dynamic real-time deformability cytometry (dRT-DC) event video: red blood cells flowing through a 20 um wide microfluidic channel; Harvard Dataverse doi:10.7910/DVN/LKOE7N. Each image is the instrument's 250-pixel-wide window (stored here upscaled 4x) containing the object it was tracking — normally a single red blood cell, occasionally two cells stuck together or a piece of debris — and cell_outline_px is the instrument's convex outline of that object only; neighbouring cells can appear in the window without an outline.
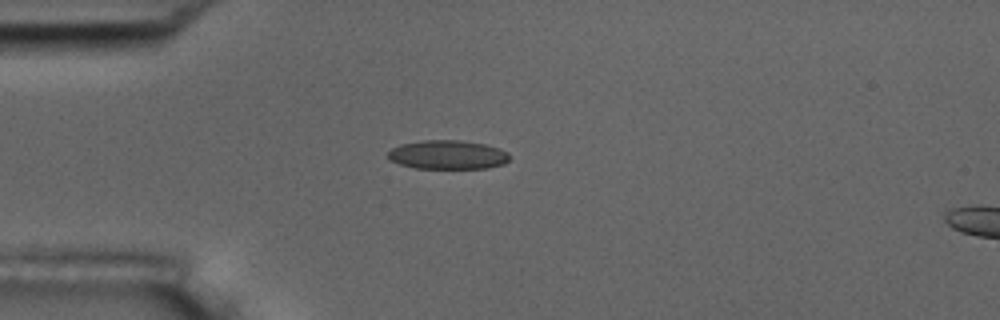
{"species": "common noctule bat (a hibernating species)", "species_latin": "Nyctalus noctula", "temperature_condition": "room temperature", "stored_images_in_passage": 41, "camera_frame_rate_fps": 3000, "um_per_image_px": 0.085, "animal": {"sex": "male", "body_mass_g": 17.5, "forearm_length_mm": 52.3}, "frame": {"image": 1, "passage_image": 1, "time_ms": 0.0, "image_size_px": [1000, 320], "cell_outline_px": [[508, 160], [504, 164], [488, 168], [416, 168], [400, 164], [392, 160], [388, 156], [388, 152], [392, 148], [400, 144], [424, 140], [460, 140], [484, 144], [500, 148], [508, 152]], "centroid_in_image_um": [38.07, 13.15], "position_along_channel_um": 46.9, "area_um2": 20.4}}
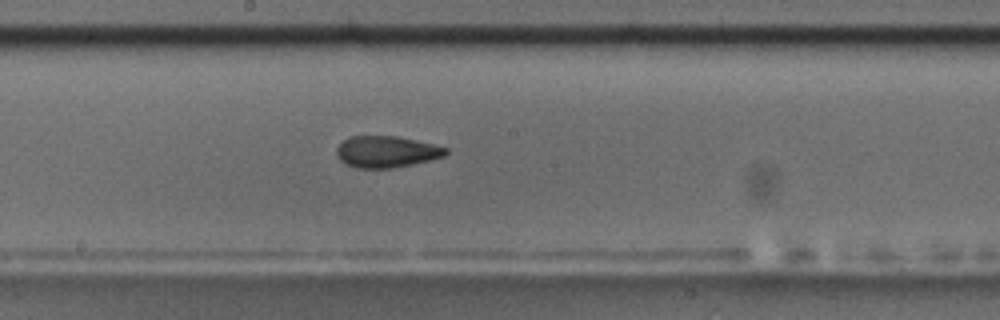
{"frame": {"image": 2, "passage_image": 16, "time_ms": 5.0, "image_size_px": [1000, 320], "cell_outline_px": [[448, 152], [444, 156], [412, 164], [392, 168], [356, 168], [340, 160], [336, 152], [336, 148], [348, 136], [396, 136], [416, 140], [448, 148]], "centroid_in_image_um": [32.83, 12.89], "position_along_channel_um": 215.4, "area_um2": 19.88}}
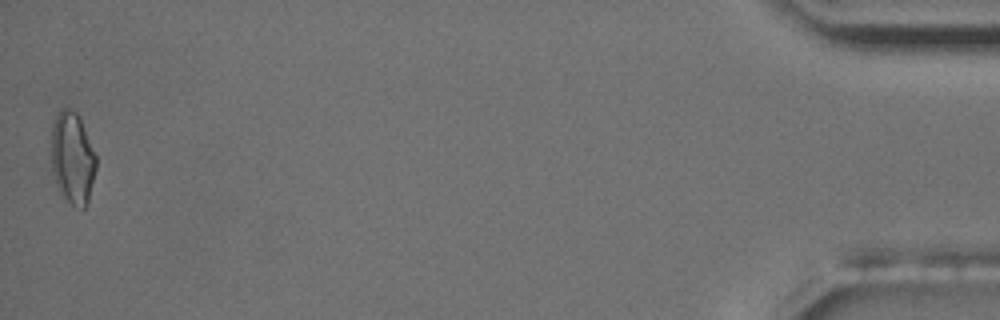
{"frame": {"image": 3, "passage_image": 41, "time_ms": 13.333, "image_size_px": [1000, 320], "cell_outline_px": [[96, 168], [88, 200], [84, 208], [80, 208], [72, 204], [64, 196], [56, 184], [52, 168], [52, 124], [60, 108], [68, 108], [76, 112], [80, 116], [96, 156]], "centroid_in_image_um": [6.17, 13.38], "position_along_channel_um": 429.0, "area_um2": 23.76}, "authors_computed_cell_mechanics": {"area_um2": 20.1144, "velocity_mm_per_s": 3.6779, "shape_relaxation_time_tau1_ms": 5.6134, "shape_relaxation_time_tau2_ms": 2.6528, "deformation_change_tau1": 0.1405, "deformation_change_tau2": 0.083}}